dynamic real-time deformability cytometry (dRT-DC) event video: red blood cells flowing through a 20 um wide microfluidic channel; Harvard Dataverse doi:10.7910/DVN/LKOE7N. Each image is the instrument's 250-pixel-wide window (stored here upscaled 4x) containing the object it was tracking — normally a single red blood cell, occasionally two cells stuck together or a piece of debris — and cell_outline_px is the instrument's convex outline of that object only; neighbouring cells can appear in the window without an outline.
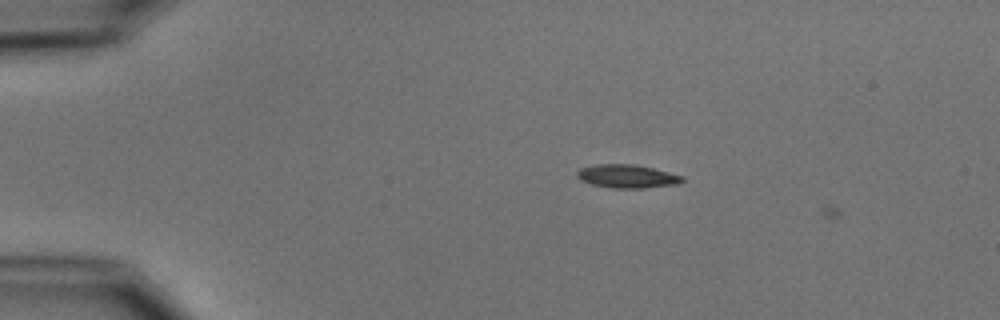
{"species": "common noctule bat (a hibernating species)", "species_latin": "Nyctalus noctula", "temperature_condition": "cold", "stored_images_in_passage": 7, "camera_frame_rate_fps": 3000, "um_per_image_px": 0.085, "animal": {"sex": "male", "body_mass_g": 15.6}, "frame": {"image": 1, "passage_image": 6, "time_ms": 1.667, "image_size_px": [1000, 320], "cell_outline_px": [[684, 180], [680, 184], [644, 188], [612, 188], [592, 184], [580, 180], [576, 176], [576, 172], [580, 168], [596, 164], [632, 164], [652, 168], [684, 176]], "centroid_in_image_um": [53.3, 14.99], "position_along_channel_um": 31.7, "area_um2": 14.39}}